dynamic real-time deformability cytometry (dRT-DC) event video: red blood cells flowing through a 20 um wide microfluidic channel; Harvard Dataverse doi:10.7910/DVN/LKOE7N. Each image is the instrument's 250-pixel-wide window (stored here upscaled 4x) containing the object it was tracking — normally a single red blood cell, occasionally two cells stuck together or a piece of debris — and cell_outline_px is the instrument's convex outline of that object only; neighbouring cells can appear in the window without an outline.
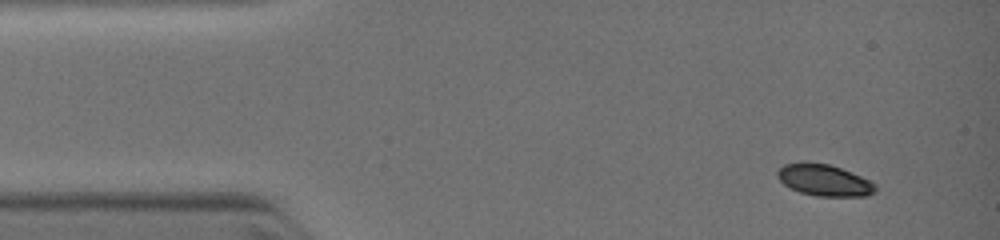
{"species": "common noctule bat (a hibernating species)", "species_latin": "Nyctalus noctula", "temperature_condition": "warm", "stored_images_in_passage": 20, "camera_frame_rate_fps": 3000, "um_per_image_px": 0.085, "animal": {"sex": "female", "body_mass_g": 19.0, "forearm_length_mm": 51.5}, "frame": {"image": 1, "passage_image": 1, "time_ms": 0.0, "image_size_px": [1000, 240], "cell_outline_px": [[876, 192], [864, 196], [816, 196], [800, 192], [784, 184], [776, 176], [776, 172], [784, 164], [800, 160], [804, 160], [828, 164], [852, 172], [876, 184]], "centroid_in_image_um": [70.02, 15.29], "position_along_channel_um": 15.0, "area_um2": 18.21}}
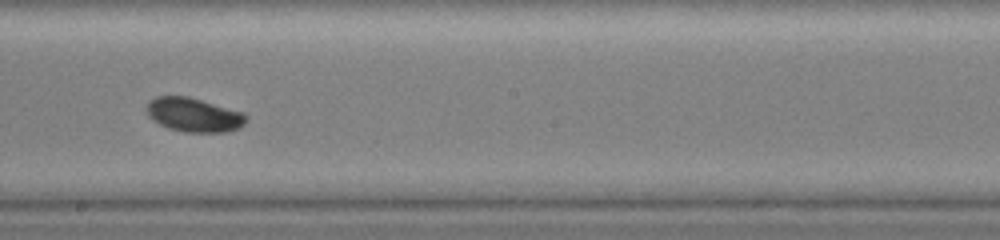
{"frame": {"image": 2, "passage_image": 12, "time_ms": 6.0, "image_size_px": [1000, 240], "cell_outline_px": [[248, 120], [240, 128], [228, 132], [184, 132], [168, 128], [152, 120], [148, 116], [148, 104], [156, 96], [188, 96], [244, 112], [248, 116]], "centroid_in_image_um": [16.53, 9.77], "position_along_channel_um": 231.7, "area_um2": 19.83}}
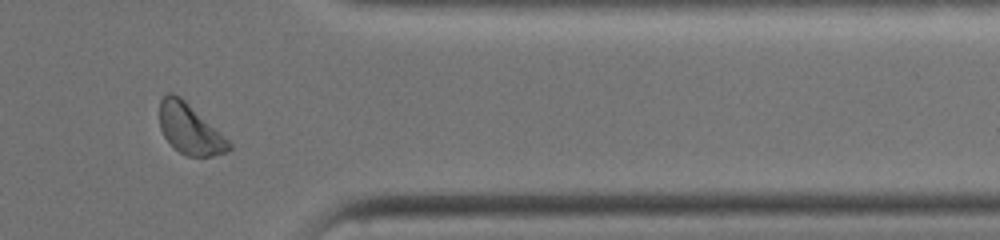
{"frame": {"image": 3, "passage_image": 18, "time_ms": 9.333, "image_size_px": [1000, 240], "cell_outline_px": [[232, 148], [228, 152], [212, 156], [188, 156], [180, 152], [164, 136], [160, 128], [160, 100], [168, 92], [172, 92], [180, 96], [224, 136], [232, 144]], "centroid_in_image_um": [16.14, 10.96], "position_along_channel_um": 395.3, "area_um2": 19.94}}